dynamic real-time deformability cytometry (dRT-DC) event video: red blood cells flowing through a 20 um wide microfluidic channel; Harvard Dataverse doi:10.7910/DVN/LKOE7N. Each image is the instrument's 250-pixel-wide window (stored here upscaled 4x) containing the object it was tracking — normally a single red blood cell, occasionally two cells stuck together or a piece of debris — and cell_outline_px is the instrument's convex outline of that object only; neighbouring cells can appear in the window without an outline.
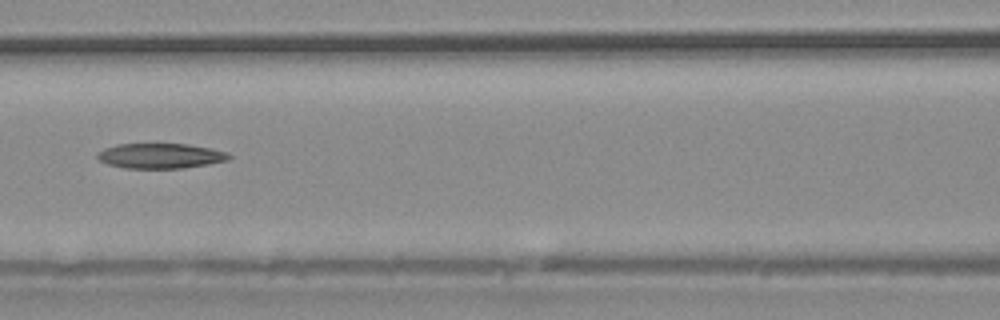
{"species": "common noctule bat (a hibernating species)", "species_latin": "Nyctalus noctula", "temperature_condition": "warm", "stored_images_in_passage": 39, "camera_frame_rate_fps": 3000, "um_per_image_px": 0.085, "animal": {"sex": "male", "body_mass_g": 20.4}, "frame": {"image": 1, "passage_image": 17, "time_ms": 5.333, "image_size_px": [1000, 320], "cell_outline_px": [[232, 156], [228, 160], [208, 164], [184, 168], [124, 168], [108, 164], [100, 160], [96, 156], [96, 152], [104, 148], [116, 144], [188, 144], [212, 148], [228, 152]], "centroid_in_image_um": [13.64, 13.24], "position_along_channel_um": 153.0, "area_um2": 19.36}}